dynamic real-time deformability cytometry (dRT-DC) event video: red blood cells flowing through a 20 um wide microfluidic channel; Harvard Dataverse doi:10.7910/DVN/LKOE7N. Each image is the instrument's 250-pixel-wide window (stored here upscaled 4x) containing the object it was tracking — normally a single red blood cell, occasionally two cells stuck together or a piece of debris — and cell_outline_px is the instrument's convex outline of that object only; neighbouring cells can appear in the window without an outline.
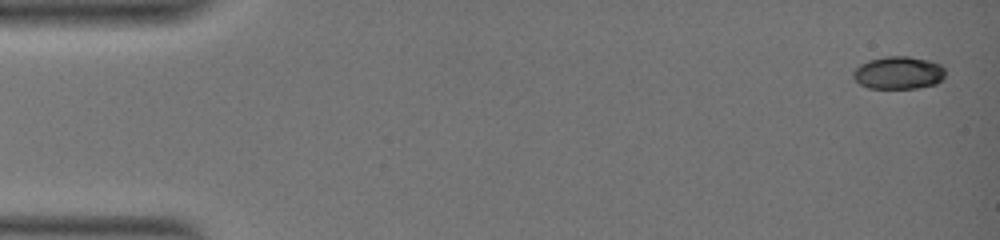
{"species": "common noctule bat (a hibernating species)", "species_latin": "Nyctalus noctula", "temperature_condition": "warm", "stored_images_in_passage": 32, "camera_frame_rate_fps": 3000, "um_per_image_px": 0.085, "animal": {"sex": "female", "body_mass_g": 19.0, "forearm_length_mm": 51.5}, "frame": {"image": 1, "passage_image": 1, "time_ms": 0.0, "image_size_px": [1000, 240], "cell_outline_px": [[944, 76], [936, 84], [916, 88], [868, 88], [860, 84], [852, 76], [852, 72], [860, 64], [868, 60], [884, 56], [908, 56], [928, 60], [940, 64], [944, 68]], "centroid_in_image_um": [76.35, 6.18], "position_along_channel_um": 8.7, "area_um2": 17.57}}
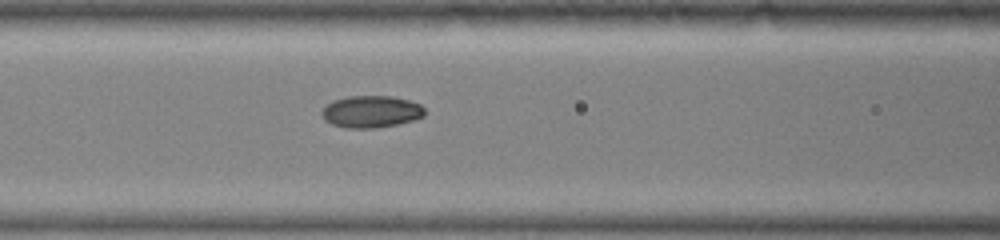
{"frame": {"image": 2, "passage_image": 13, "time_ms": 9.0, "image_size_px": [1000, 240], "cell_outline_px": [[424, 116], [412, 120], [396, 124], [376, 128], [344, 128], [332, 124], [324, 120], [320, 116], [320, 112], [332, 100], [348, 96], [392, 96], [408, 100], [420, 104], [424, 108]], "centroid_in_image_um": [31.5, 9.49], "position_along_channel_um": 135.1, "area_um2": 19.25}}
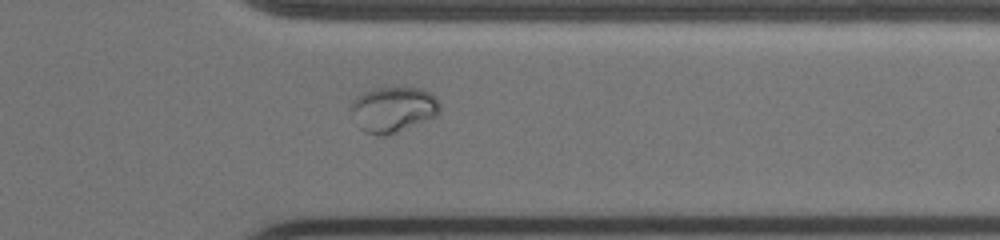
{"frame": {"image": 3, "passage_image": 26, "time_ms": 17.0, "image_size_px": [1000, 240], "cell_outline_px": [[440, 112], [436, 116], [396, 132], [384, 136], [380, 136], [364, 132], [360, 128], [352, 112], [352, 100], [360, 92], [372, 88], [424, 88], [440, 104]], "centroid_in_image_um": [33.4, 9.29], "position_along_channel_um": 378.0, "area_um2": 23.35}}